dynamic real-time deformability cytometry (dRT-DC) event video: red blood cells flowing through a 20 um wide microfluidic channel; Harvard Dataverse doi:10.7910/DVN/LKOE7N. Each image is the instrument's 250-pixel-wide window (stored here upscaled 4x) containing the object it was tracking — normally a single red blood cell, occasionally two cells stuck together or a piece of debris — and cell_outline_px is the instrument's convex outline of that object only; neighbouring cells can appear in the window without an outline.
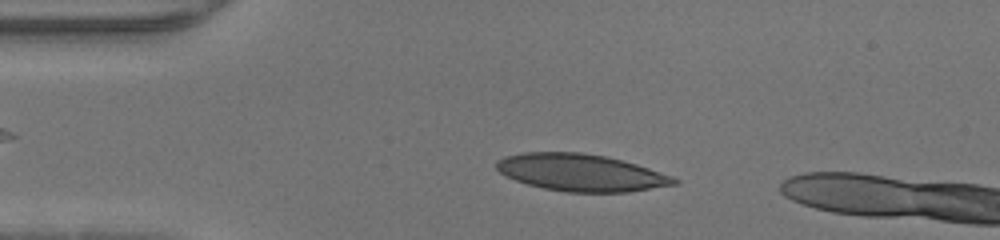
{"species": "human", "species_latin": "Homo sapiens", "temperature_condition": "warm", "stored_images_in_passage": 10, "camera_frame_rate_fps": 3000, "um_per_image_px": 0.085, "donor": {"sex": "male"}, "frame": {"image": 1, "passage_image": 7, "time_ms": 2.0, "image_size_px": [1000, 240], "cell_outline_px": [[680, 180], [676, 184], [628, 192], [568, 192], [544, 188], [528, 184], [516, 180], [500, 172], [496, 168], [496, 160], [504, 156], [524, 152], [580, 152], [604, 156], [636, 164], [672, 176]], "centroid_in_image_um": [49.36, 14.66], "position_along_channel_um": 35.6, "area_um2": 38.09}}